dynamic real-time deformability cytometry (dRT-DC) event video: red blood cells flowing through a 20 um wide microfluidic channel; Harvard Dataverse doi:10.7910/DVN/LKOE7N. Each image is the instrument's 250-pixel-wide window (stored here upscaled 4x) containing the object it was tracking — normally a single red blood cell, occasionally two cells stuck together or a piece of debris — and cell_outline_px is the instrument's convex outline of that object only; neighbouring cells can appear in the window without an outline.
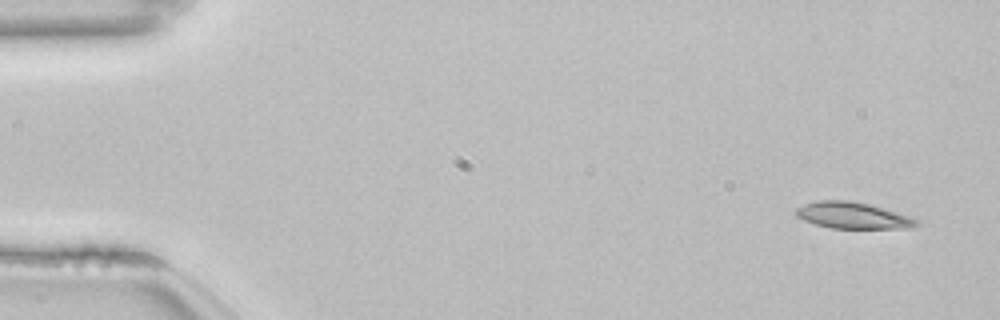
{"species": "common noctule bat (a hibernating species)", "species_latin": "Nyctalus noctula", "temperature_condition": "room temperature", "stored_images_in_passage": 52, "camera_frame_rate_fps": 3000, "um_per_image_px": 0.085, "animal": {"sex": "female", "body_mass_g": 22.7, "forearm_length_mm": 54.2}, "frame": {"image": 1, "passage_image": 1, "time_ms": 0.0, "image_size_px": [1000, 320], "cell_outline_px": [[920, 224], [912, 228], [832, 228], [816, 224], [804, 220], [796, 216], [796, 208], [804, 204], [820, 200], [848, 200], [868, 204], [916, 216], [920, 220]], "centroid_in_image_um": [72.59, 18.31], "position_along_channel_um": 12.4, "area_um2": 18.79}}
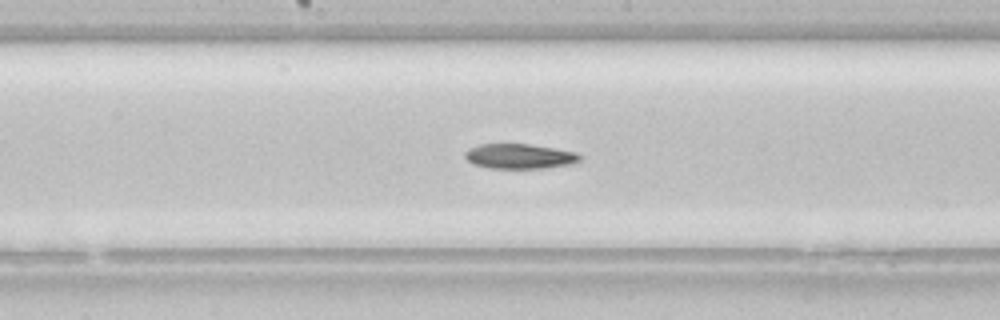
{"frame": {"image": 2, "passage_image": 26, "time_ms": 8.333, "image_size_px": [1000, 320], "cell_outline_px": [[584, 156], [580, 160], [572, 164], [544, 168], [488, 168], [472, 164], [464, 156], [464, 152], [468, 148], [480, 144], [528, 144], [556, 148], [576, 152]], "centroid_in_image_um": [44.17, 13.28], "position_along_channel_um": 204.0, "area_um2": 16.88}}
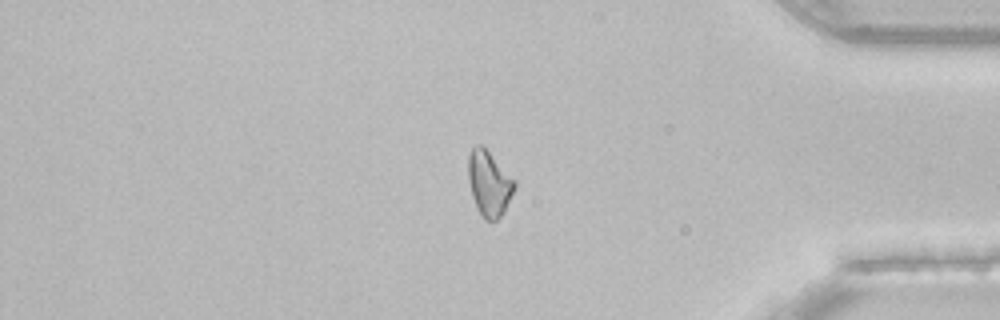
{"frame": {"image": 3, "passage_image": 43, "time_ms": 14.0, "image_size_px": [1000, 320], "cell_outline_px": [[516, 184], [504, 212], [496, 220], [484, 220], [476, 208], [472, 196], [468, 180], [468, 156], [472, 148], [476, 144], [480, 144], [516, 180]], "centroid_in_image_um": [41.56, 15.61], "position_along_channel_um": 393.6, "area_um2": 17.46}}